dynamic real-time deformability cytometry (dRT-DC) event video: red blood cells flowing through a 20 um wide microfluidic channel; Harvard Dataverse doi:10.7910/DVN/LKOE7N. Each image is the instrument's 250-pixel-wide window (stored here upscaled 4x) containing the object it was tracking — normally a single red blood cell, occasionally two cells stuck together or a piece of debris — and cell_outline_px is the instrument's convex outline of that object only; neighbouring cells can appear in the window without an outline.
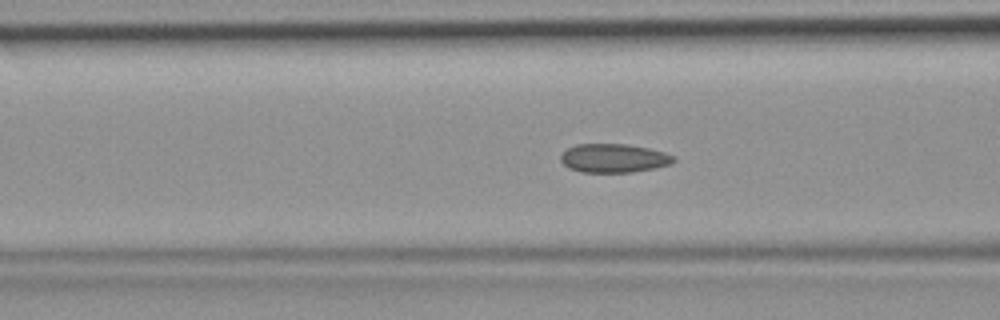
{"species": "common noctule bat (a hibernating species)", "species_latin": "Nyctalus noctula", "temperature_condition": "room temperature", "stored_images_in_passage": 48, "camera_frame_rate_fps": 3000, "um_per_image_px": 0.085, "animal": {"sex": "female", "body_mass_g": 19.9}, "frame": {"image": 1, "passage_image": 19, "time_ms": 6.0, "image_size_px": [1000, 320], "cell_outline_px": [[676, 160], [672, 164], [656, 168], [632, 172], [580, 172], [568, 168], [560, 160], [560, 156], [568, 148], [576, 144], [628, 144], [648, 148], [664, 152], [676, 156]], "centroid_in_image_um": [52.2, 13.45], "position_along_channel_um": 114.4, "area_um2": 19.07}}
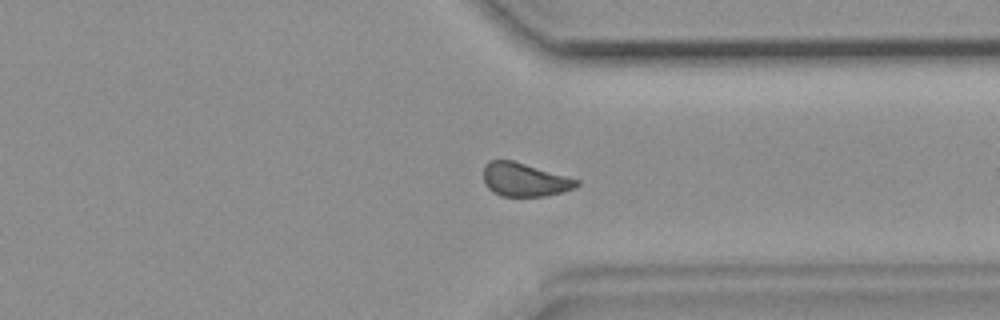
{"frame": {"image": 2, "passage_image": 37, "time_ms": 12.0, "image_size_px": [1000, 320], "cell_outline_px": [[580, 184], [576, 188], [564, 192], [544, 196], [500, 196], [492, 192], [484, 184], [484, 164], [488, 160], [512, 160], [580, 180]], "centroid_in_image_um": [44.58, 15.28], "position_along_channel_um": 366.8, "area_um2": 18.32}}
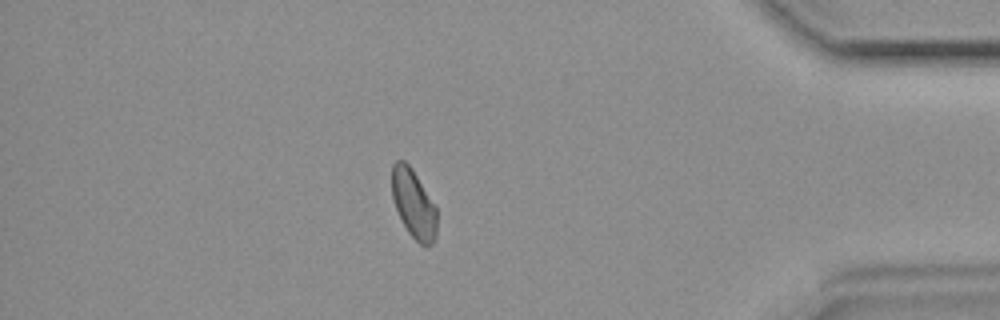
{"frame": {"image": 3, "passage_image": 42, "time_ms": 13.667, "image_size_px": [1000, 320], "cell_outline_px": [[436, 236], [432, 244], [424, 248], [408, 232], [396, 208], [392, 196], [392, 164], [396, 160], [404, 160], [412, 168], [436, 208]], "centroid_in_image_um": [35.15, 17.33], "position_along_channel_um": 400.0, "area_um2": 17.8}}